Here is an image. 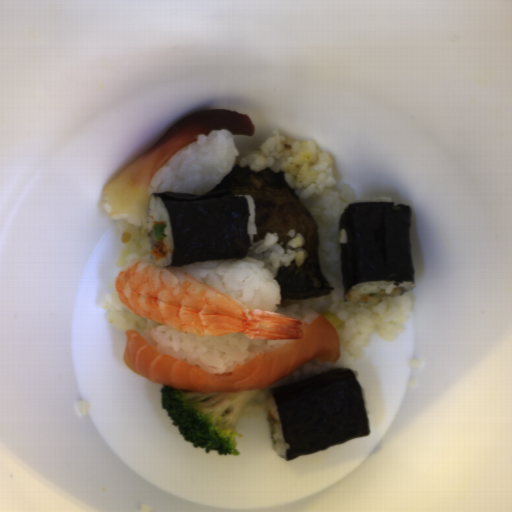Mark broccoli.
<instances>
[{
  "label": "broccoli",
  "instance_id": "broccoli-1",
  "mask_svg": "<svg viewBox=\"0 0 512 512\" xmlns=\"http://www.w3.org/2000/svg\"><path fill=\"white\" fill-rule=\"evenodd\" d=\"M259 390L197 394L162 385L161 404L172 426L194 448L236 456L241 411Z\"/></svg>",
  "mask_w": 512,
  "mask_h": 512
}]
</instances>
